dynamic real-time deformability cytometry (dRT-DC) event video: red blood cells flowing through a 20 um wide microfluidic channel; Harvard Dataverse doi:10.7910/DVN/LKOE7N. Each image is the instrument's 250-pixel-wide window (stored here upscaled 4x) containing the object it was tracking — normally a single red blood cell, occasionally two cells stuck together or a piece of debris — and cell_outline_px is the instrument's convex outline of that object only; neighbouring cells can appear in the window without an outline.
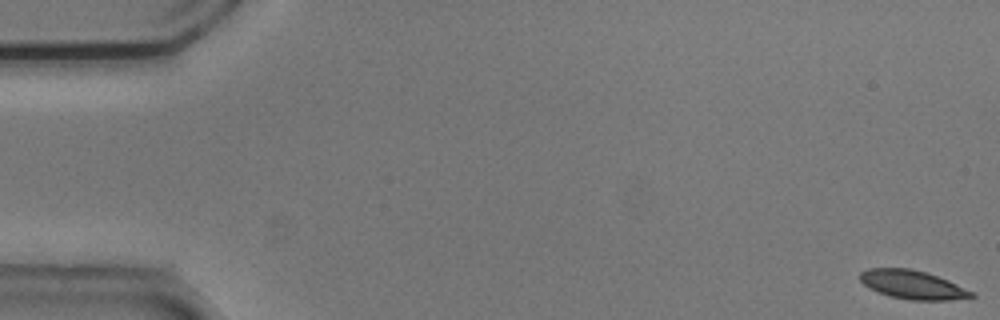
{"species": "common noctule bat (a hibernating species)", "species_latin": "Nyctalus noctula", "temperature_condition": "cold", "stored_images_in_passage": 55, "camera_frame_rate_fps": 3000, "um_per_image_px": 0.085, "animal": {"sex": "male", "body_mass_g": 20.5, "forearm_length_mm": 52.5}, "frame": {"image": 1, "passage_image": 1, "time_ms": 0.0, "image_size_px": [1000, 320], "cell_outline_px": [[976, 296], [948, 300], [908, 300], [888, 296], [868, 288], [860, 280], [860, 272], [868, 268], [908, 268], [924, 272], [948, 280], [972, 292]], "centroid_in_image_um": [77.51, 24.2], "position_along_channel_um": 7.5, "area_um2": 18.44}}
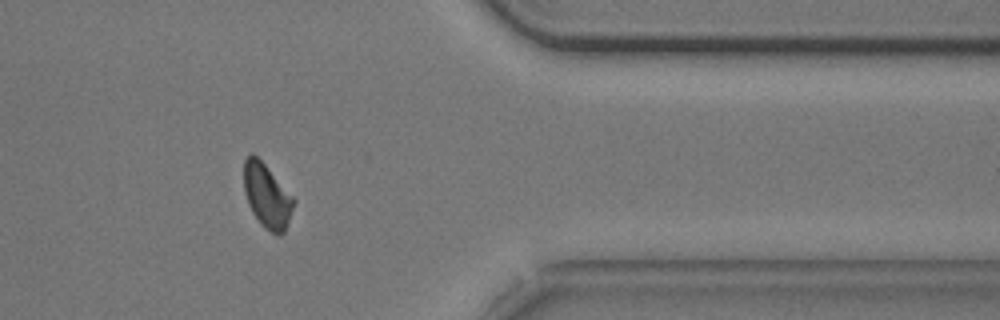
{"frame": {"image": 2, "passage_image": 45, "time_ms": 14.667, "image_size_px": [1000, 320], "cell_outline_px": [[296, 200], [284, 232], [280, 236], [276, 236], [264, 228], [260, 224], [252, 212], [248, 204], [244, 192], [244, 160], [252, 152], [264, 164]], "centroid_in_image_um": [22.68, 16.69], "position_along_channel_um": 388.7, "area_um2": 18.5}}
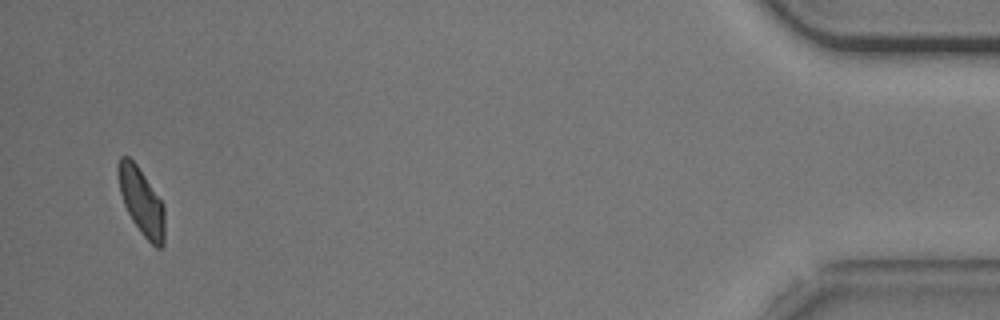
{"frame": {"image": 3, "passage_image": 53, "time_ms": 17.333, "image_size_px": [1000, 320], "cell_outline_px": [[164, 244], [160, 248], [156, 248], [140, 232], [132, 220], [124, 204], [120, 192], [116, 172], [116, 164], [120, 156], [128, 156], [136, 164], [164, 204]], "centroid_in_image_um": [12.0, 17.11], "position_along_channel_um": 423.2, "area_um2": 18.21}, "authors_computed_cell_mechanics": {"area_um2": 19.3052, "velocity_mm_per_s": 3.7053, "shape_relaxation_time_tau1_ms": 4.3278, "shape_relaxation_time_tau2_ms": 4.1774, "deformation_change_tau1": 0.1372, "deformation_change_tau2": 0.1023}}